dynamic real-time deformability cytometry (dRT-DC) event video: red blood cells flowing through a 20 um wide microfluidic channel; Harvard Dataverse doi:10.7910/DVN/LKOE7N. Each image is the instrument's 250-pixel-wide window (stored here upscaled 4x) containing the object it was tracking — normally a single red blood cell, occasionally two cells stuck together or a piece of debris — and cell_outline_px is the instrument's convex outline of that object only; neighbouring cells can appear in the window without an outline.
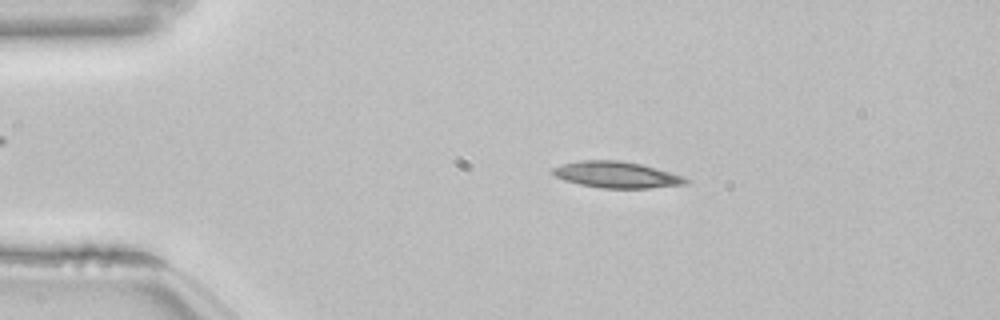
{"species": "common noctule bat (a hibernating species)", "species_latin": "Nyctalus noctula", "temperature_condition": "room temperature", "stored_images_in_passage": 53, "camera_frame_rate_fps": 3000, "um_per_image_px": 0.085, "animal": {"sex": "female", "body_mass_g": 22.7, "forearm_length_mm": 54.2}, "frame": {"image": 1, "passage_image": 10, "time_ms": 3.0, "image_size_px": [1000, 320], "cell_outline_px": [[688, 184], [648, 188], [600, 188], [580, 184], [564, 180], [556, 176], [552, 172], [552, 168], [564, 164], [580, 160], [620, 160], [640, 164], [684, 176], [688, 180]], "centroid_in_image_um": [52.41, 14.85], "position_along_channel_um": 32.6, "area_um2": 20.23}}
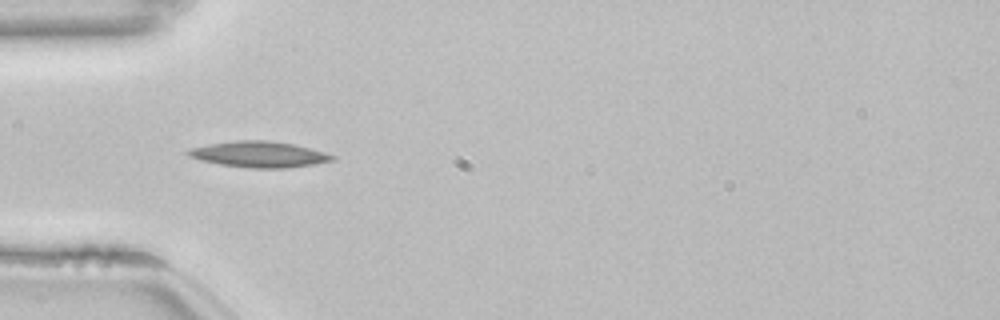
{"frame": {"image": 2, "passage_image": 16, "time_ms": 5.0, "image_size_px": [1000, 320], "cell_outline_px": [[336, 160], [316, 164], [288, 168], [248, 168], [220, 164], [200, 160], [188, 156], [184, 152], [188, 148], [208, 144], [236, 140], [268, 140], [296, 144], [324, 152], [336, 156]], "centroid_in_image_um": [22.02, 13.12], "position_along_channel_um": 63.0, "area_um2": 22.14}}
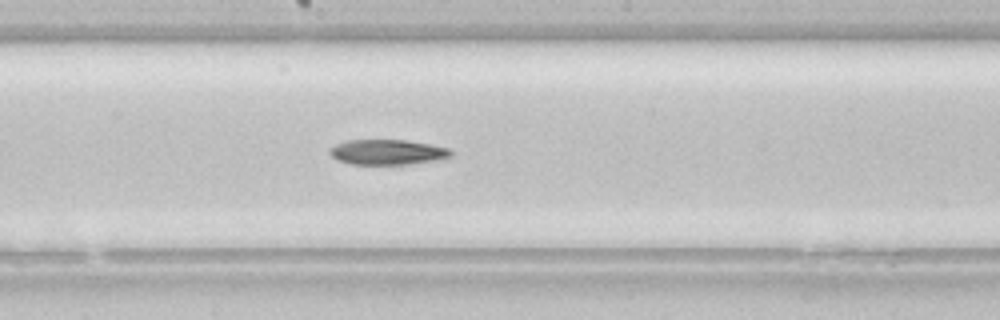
{"frame": {"image": 3, "passage_image": 28, "time_ms": 9.0, "image_size_px": [1000, 320], "cell_outline_px": [[452, 156], [440, 160], [408, 164], [352, 164], [336, 160], [328, 152], [328, 148], [336, 144], [348, 140], [404, 140], [432, 144], [448, 148], [452, 152]], "centroid_in_image_um": [32.93, 12.93], "position_along_channel_um": 215.3, "area_um2": 17.92}}